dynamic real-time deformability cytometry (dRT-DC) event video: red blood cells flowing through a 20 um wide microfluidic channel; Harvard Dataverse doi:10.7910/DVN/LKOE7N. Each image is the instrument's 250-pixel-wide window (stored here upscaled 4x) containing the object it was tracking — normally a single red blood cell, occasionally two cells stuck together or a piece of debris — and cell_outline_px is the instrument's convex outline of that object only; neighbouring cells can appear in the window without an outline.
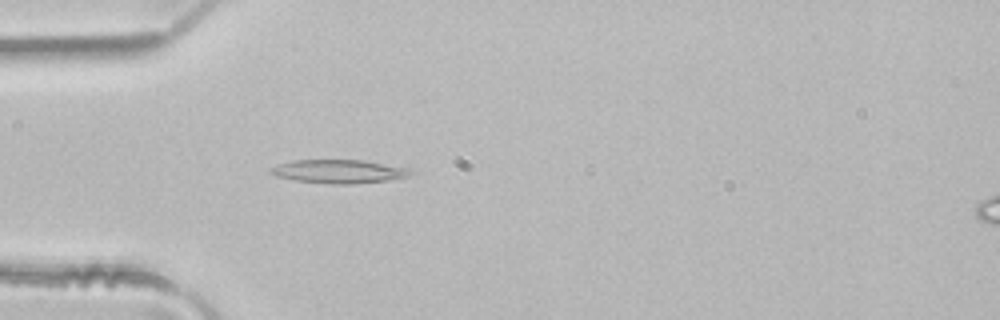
{"species": "common noctule bat (a hibernating species)", "species_latin": "Nyctalus noctula", "temperature_condition": "room temperature", "stored_images_in_passage": 49, "camera_frame_rate_fps": 3000, "um_per_image_px": 0.085, "animal": {"sex": "male", "body_mass_g": 21.5, "forearm_length_mm": 52.0}, "frame": {"image": 1, "passage_image": 14, "time_ms": 4.333, "image_size_px": [1000, 320], "cell_outline_px": [[412, 172], [408, 176], [392, 180], [352, 184], [332, 184], [296, 180], [276, 176], [268, 172], [268, 168], [292, 160], [364, 160], [412, 168]], "centroid_in_image_um": [28.84, 14.57], "position_along_channel_um": 56.2, "area_um2": 19.36}}
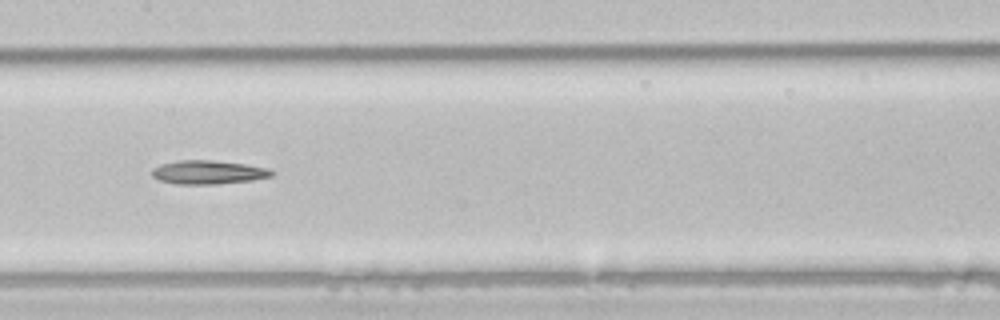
{"frame": {"image": 2, "passage_image": 24, "time_ms": 7.667, "image_size_px": [1000, 320], "cell_outline_px": [[276, 172], [272, 176], [252, 180], [216, 184], [176, 184], [160, 180], [152, 176], [152, 168], [160, 164], [180, 160], [212, 160], [244, 164], [268, 168]], "centroid_in_image_um": [17.7, 14.64], "position_along_channel_um": 189.7, "area_um2": 16.53}}
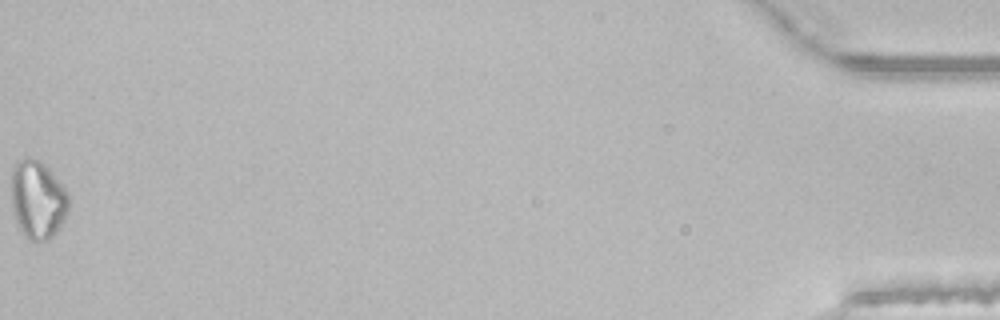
{"frame": {"image": 3, "passage_image": 49, "time_ms": 16.0, "image_size_px": [1000, 320], "cell_outline_px": [[68, 208], [56, 232], [48, 240], [36, 244], [28, 240], [24, 236], [16, 224], [12, 212], [12, 164], [16, 160], [24, 156], [28, 156], [40, 160], [48, 168], [68, 192]], "centroid_in_image_um": [3.15, 16.97], "position_along_channel_um": 432.0, "area_um2": 26.65}, "authors_computed_cell_mechanics": {"area_um2": 18.6694, "velocity_mm_per_s": 4.1451, "shape_relaxation_time_tau1_ms": 9.9425, "shape_relaxation_time_tau2_ms": null, "deformation_change_tau1": 0.2195, "deformation_change_tau2": null}}